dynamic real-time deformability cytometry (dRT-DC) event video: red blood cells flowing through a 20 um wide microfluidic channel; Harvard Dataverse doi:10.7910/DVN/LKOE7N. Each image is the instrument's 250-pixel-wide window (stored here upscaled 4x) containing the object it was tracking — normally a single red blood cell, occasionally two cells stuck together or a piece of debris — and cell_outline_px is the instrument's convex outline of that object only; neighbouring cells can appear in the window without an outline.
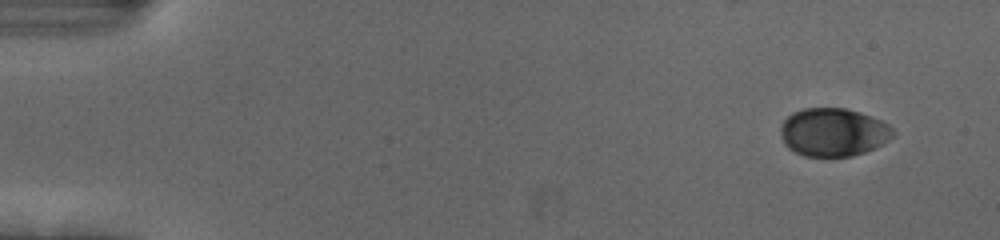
{"species": "human", "species_latin": "Homo sapiens", "temperature_condition": "cold", "stored_images_in_passage": 52, "camera_frame_rate_fps": 3000, "um_per_image_px": 0.085, "donor": {"sex": "female"}, "frame": {"image": 1, "passage_image": 1, "time_ms": 0.0, "image_size_px": [1000, 240], "cell_outline_px": [[896, 132], [888, 140], [864, 152], [852, 156], [804, 156], [788, 148], [784, 144], [780, 132], [780, 128], [784, 120], [792, 112], [804, 108], [844, 108], [860, 112], [872, 116], [888, 124]], "centroid_in_image_um": [70.81, 11.23], "position_along_channel_um": 14.2, "area_um2": 31.5}}
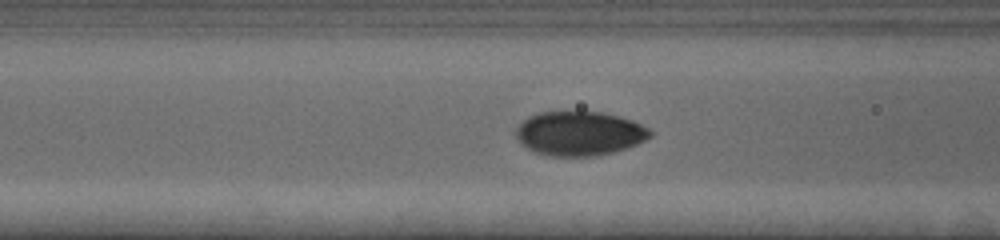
{"frame": {"image": 2, "passage_image": 20, "time_ms": 6.333, "image_size_px": [1000, 240], "cell_outline_px": [[652, 136], [636, 144], [612, 152], [592, 156], [552, 156], [536, 152], [520, 144], [516, 136], [516, 128], [528, 116], [540, 112], [604, 112], [620, 116], [632, 120], [648, 128], [652, 132]], "centroid_in_image_um": [49.24, 11.33], "position_along_channel_um": 117.4, "area_um2": 34.39}}
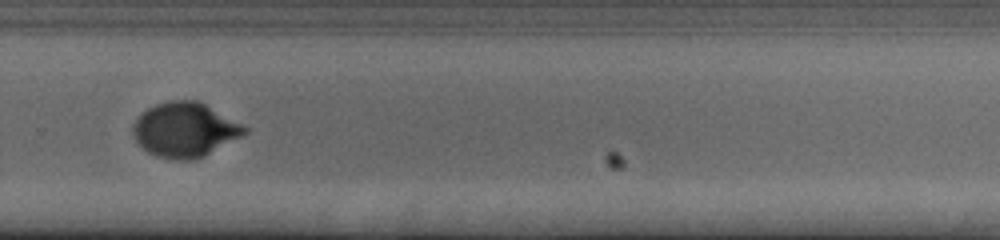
{"frame": {"image": 3, "passage_image": 36, "time_ms": 11.667, "image_size_px": [1000, 240], "cell_outline_px": [[248, 132], [204, 156], [196, 160], [180, 160], [156, 156], [148, 152], [136, 140], [132, 132], [132, 128], [136, 120], [148, 108], [156, 104], [172, 100], [196, 100], [204, 104], [248, 128]], "centroid_in_image_um": [15.7, 11.04], "position_along_channel_um": 314.1, "area_um2": 34.8}, "authors_computed_cell_mechanics": {"area_um2": 34.1598, "velocity_mm_per_s": 3.7038, "shape_relaxation_time_tau1_ms": 3.4, "shape_relaxation_time_tau2_ms": null, "deformation_change_tau1": 0.1644, "deformation_change_tau2": null}}